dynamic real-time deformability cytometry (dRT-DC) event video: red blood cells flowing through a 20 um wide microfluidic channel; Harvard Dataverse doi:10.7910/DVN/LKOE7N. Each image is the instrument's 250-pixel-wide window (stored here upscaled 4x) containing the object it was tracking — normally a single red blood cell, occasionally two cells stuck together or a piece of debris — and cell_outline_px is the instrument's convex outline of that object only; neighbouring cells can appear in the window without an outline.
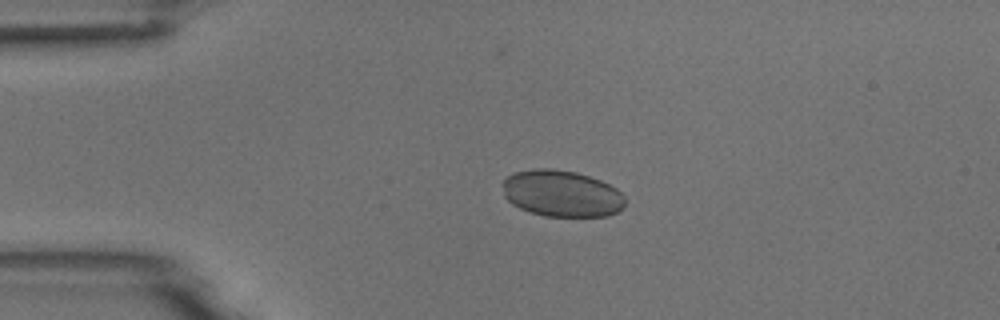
{"species": "common noctule bat (a hibernating species)", "species_latin": "Nyctalus noctula", "temperature_condition": "room temperature", "stored_images_in_passage": 4, "camera_frame_rate_fps": 3000, "um_per_image_px": 0.085, "animal": {"sex": "male", "body_mass_g": 18.8}, "frame": {"image": 1, "passage_image": 3, "time_ms": 3.0, "image_size_px": [1000, 320], "cell_outline_px": [[624, 208], [620, 212], [608, 216], [544, 216], [520, 208], [512, 204], [504, 196], [500, 184], [508, 176], [516, 172], [536, 168], [552, 168], [576, 172], [600, 180], [616, 188], [624, 196]], "centroid_in_image_um": [47.74, 16.45], "position_along_channel_um": 37.3, "area_um2": 33.41}}